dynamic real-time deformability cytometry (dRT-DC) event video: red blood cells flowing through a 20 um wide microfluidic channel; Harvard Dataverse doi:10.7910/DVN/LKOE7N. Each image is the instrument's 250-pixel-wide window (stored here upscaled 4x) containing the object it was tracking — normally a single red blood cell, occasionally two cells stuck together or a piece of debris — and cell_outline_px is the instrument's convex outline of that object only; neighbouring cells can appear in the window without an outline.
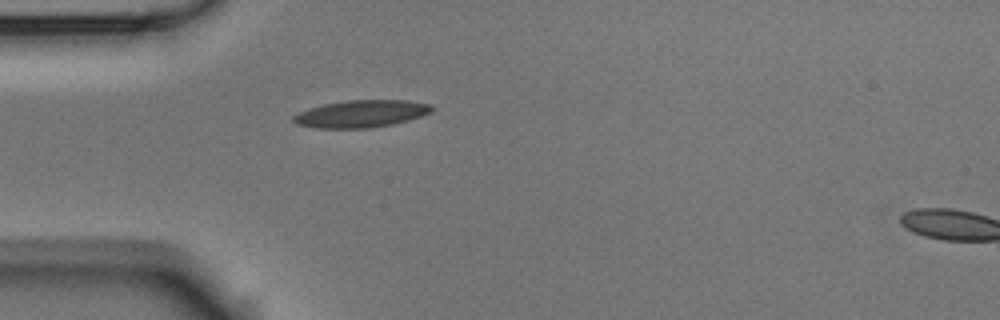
{"species": "Egyptian fruit bat (a non-hibernating species)", "species_latin": "Rousettus aegyptiacus", "temperature_condition": "room temperature", "stored_images_in_passage": 2, "segment_of_instrument_passage": [1, 2], "camera_frame_rate_fps": 3000, "um_per_image_px": 0.085, "animal": {"sex": "male"}, "frame": {"image": 1, "passage_image": 1, "time_ms": 0.0, "image_size_px": [1000, 320], "cell_outline_px": [[436, 108], [432, 112], [408, 120], [392, 124], [368, 128], [316, 128], [296, 124], [292, 120], [292, 116], [308, 108], [324, 104], [348, 100], [408, 100], [428, 104]], "centroid_in_image_um": [30.69, 9.67], "position_along_channel_um": 54.3, "area_um2": 21.96}}